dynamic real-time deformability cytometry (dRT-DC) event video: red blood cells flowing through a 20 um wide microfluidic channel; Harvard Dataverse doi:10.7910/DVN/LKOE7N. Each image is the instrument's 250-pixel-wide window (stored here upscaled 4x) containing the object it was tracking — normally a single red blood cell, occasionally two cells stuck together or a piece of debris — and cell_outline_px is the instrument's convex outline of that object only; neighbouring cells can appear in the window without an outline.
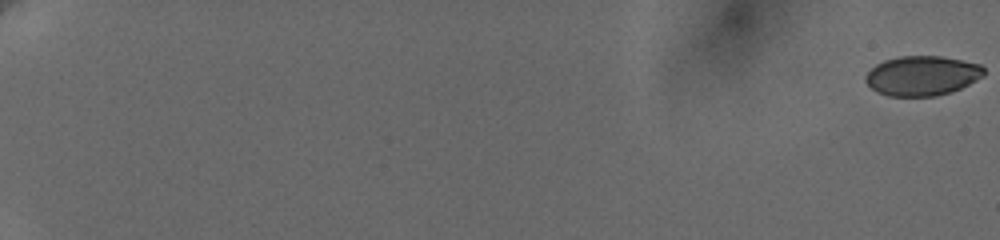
{"species": "human", "species_latin": "Homo sapiens", "temperature_condition": "cold", "stored_images_in_passage": 38, "camera_frame_rate_fps": 3000, "um_per_image_px": 0.085, "donor": {"sex": "female"}, "frame": {"image": 1, "passage_image": 1, "time_ms": 0.0, "image_size_px": [1000, 240], "cell_outline_px": [[984, 76], [960, 88], [936, 96], [888, 96], [876, 92], [864, 80], [864, 76], [876, 64], [884, 60], [900, 56], [940, 56], [980, 64], [984, 68]], "centroid_in_image_um": [78.35, 6.43], "position_along_channel_um": 6.6, "area_um2": 27.28}}
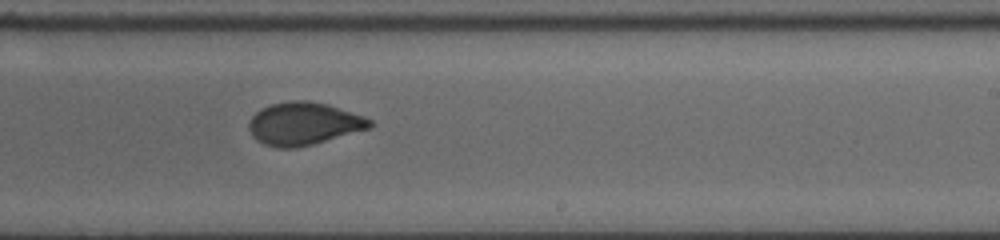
{"frame": {"image": 2, "passage_image": 21, "time_ms": 13.667, "image_size_px": [1000, 240], "cell_outline_px": [[372, 128], [312, 144], [296, 148], [276, 148], [264, 144], [256, 140], [252, 136], [248, 128], [248, 124], [252, 116], [260, 108], [272, 104], [292, 100], [308, 100], [328, 104], [364, 116], [372, 120]], "centroid_in_image_um": [25.81, 10.51], "position_along_channel_um": 263.2, "area_um2": 30.29}}
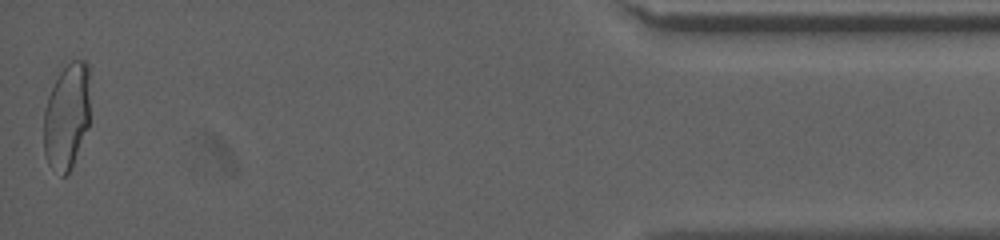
{"frame": {"image": 3, "passage_image": 38, "time_ms": 20.0, "image_size_px": [1000, 240], "cell_outline_px": [[88, 128], [72, 164], [68, 172], [64, 176], [60, 176], [48, 164], [44, 156], [44, 108], [48, 96], [60, 72], [72, 60], [84, 60], [88, 64]], "centroid_in_image_um": [5.65, 9.91], "position_along_channel_um": 429.6, "area_um2": 28.26}, "authors_computed_cell_mechanics": {"area_um2": 29.3913, "velocity_mm_per_s": 3.6507, "shape_relaxation_time_tau1_ms": 5.3941, "shape_relaxation_time_tau2_ms": 0.9407, "deformation_change_tau1": 0.1413, "deformation_change_tau2": 0.0465}}